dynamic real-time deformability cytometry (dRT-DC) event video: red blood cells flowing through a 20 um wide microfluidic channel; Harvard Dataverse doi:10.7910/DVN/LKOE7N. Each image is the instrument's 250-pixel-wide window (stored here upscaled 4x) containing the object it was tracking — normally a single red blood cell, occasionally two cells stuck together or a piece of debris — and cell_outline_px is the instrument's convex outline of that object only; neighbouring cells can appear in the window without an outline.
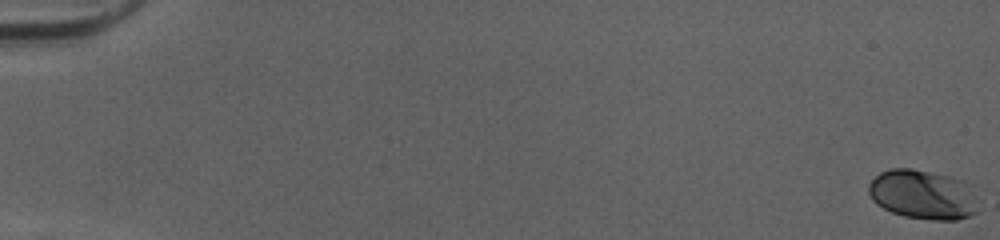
{"species": "human", "species_latin": "Homo sapiens", "temperature_condition": "cold", "stored_images_in_passage": 53, "camera_frame_rate_fps": 3000, "um_per_image_px": 0.085, "donor": {"sex": "female"}, "frame": {"image": 1, "passage_image": 1, "time_ms": 0.0, "image_size_px": [1000, 240], "cell_outline_px": [[976, 212], [968, 216], [956, 220], [932, 220], [904, 216], [892, 212], [876, 204], [872, 200], [868, 192], [868, 184], [880, 172], [892, 168], [912, 168], [948, 176], [964, 180], [972, 184], [976, 196]], "centroid_in_image_um": [78.45, 16.53], "position_along_channel_um": 6.5, "area_um2": 31.85}}
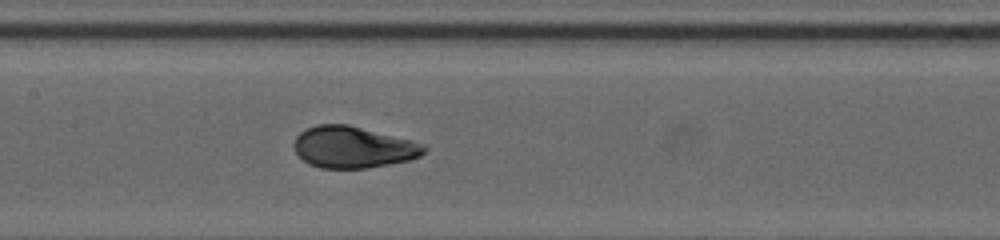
{"frame": {"image": 2, "passage_image": 28, "time_ms": 9.0, "image_size_px": [1000, 240], "cell_outline_px": [[428, 148], [420, 156], [408, 160], [368, 168], [320, 168], [308, 164], [296, 152], [292, 144], [296, 136], [304, 128], [316, 124], [348, 124], [412, 140], [424, 144]], "centroid_in_image_um": [29.99, 12.5], "position_along_channel_um": 177.4, "area_um2": 31.67}}
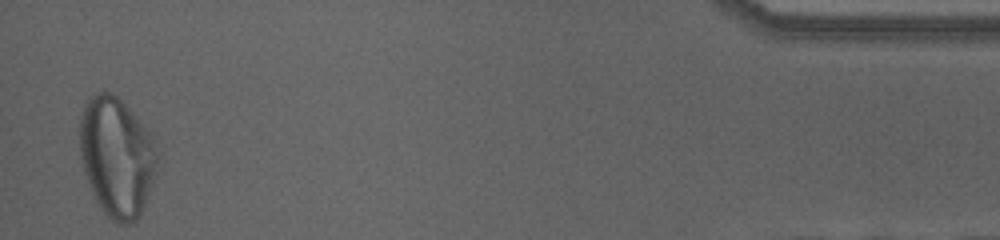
{"frame": {"image": 3, "passage_image": 52, "time_ms": 17.0, "image_size_px": [1000, 240], "cell_outline_px": [[160, 152], [156, 172], [140, 216], [132, 224], [116, 224], [104, 212], [96, 200], [92, 192], [80, 156], [80, 116], [84, 104], [96, 92], [104, 88], [116, 96], [132, 112], [152, 136]], "centroid_in_image_um": [9.94, 13.32], "position_along_channel_um": 425.3, "area_um2": 54.16}, "authors_computed_cell_mechanics": {"area_um2": 31.6744, "velocity_mm_per_s": 4.0279, "shape_relaxation_time_tau1_ms": 3.5799, "shape_relaxation_time_tau2_ms": null, "deformation_change_tau1": 0.1621, "deformation_change_tau2": null}}